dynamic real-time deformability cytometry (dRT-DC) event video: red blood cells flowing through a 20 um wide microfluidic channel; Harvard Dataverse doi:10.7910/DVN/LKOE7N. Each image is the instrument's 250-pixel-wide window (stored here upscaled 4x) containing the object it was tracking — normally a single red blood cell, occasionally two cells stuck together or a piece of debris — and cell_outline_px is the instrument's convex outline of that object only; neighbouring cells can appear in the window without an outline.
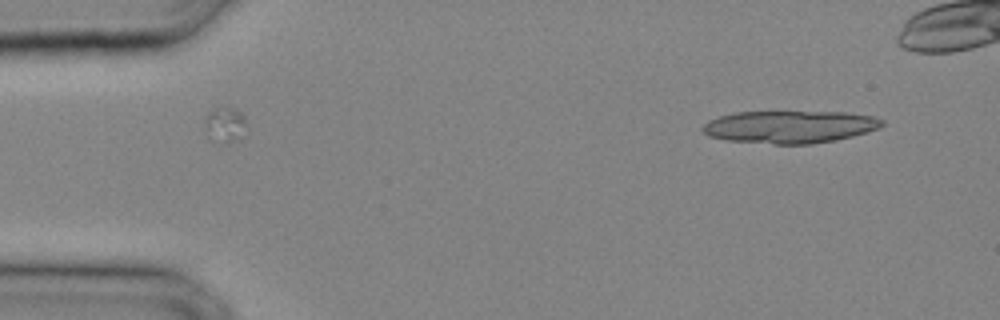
{"species": "common noctule bat (a hibernating species)", "species_latin": "Nyctalus noctula", "temperature_condition": "cold", "stored_images_in_passage": 7, "camera_frame_rate_fps": 3000, "um_per_image_px": 0.085, "animal": {"sex": "male", "body_mass_g": 20.4}, "frame": {"image": 1, "passage_image": 2, "time_ms": 0.333, "image_size_px": [1000, 320], "cell_outline_px": [[884, 124], [880, 128], [868, 132], [836, 140], [812, 144], [772, 144], [724, 140], [708, 136], [700, 128], [708, 120], [720, 116], [736, 112], [844, 112], [872, 116], [884, 120]], "centroid_in_image_um": [67.12, 10.79], "position_along_channel_um": 17.9, "area_um2": 34.16}}